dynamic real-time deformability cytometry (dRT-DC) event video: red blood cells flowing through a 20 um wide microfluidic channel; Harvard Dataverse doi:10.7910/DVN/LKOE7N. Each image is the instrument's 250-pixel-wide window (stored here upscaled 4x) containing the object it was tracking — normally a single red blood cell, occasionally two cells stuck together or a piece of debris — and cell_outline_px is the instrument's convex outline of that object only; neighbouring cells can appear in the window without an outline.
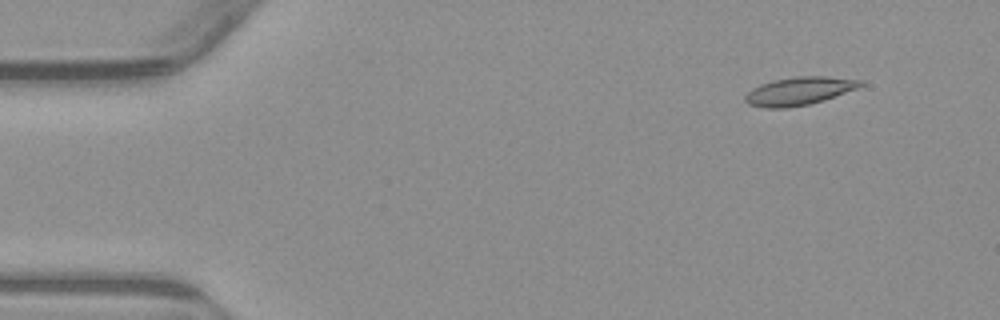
{"species": "common noctule bat (a hibernating species)", "species_latin": "Nyctalus noctula", "temperature_condition": "warm", "stored_images_in_passage": 50, "camera_frame_rate_fps": 3000, "um_per_image_px": 0.085, "animal": {"sex": "male", "body_mass_g": 23.1, "forearm_length_mm": 52.7}, "frame": {"image": 1, "passage_image": 1, "time_ms": 0.0, "image_size_px": [1000, 320], "cell_outline_px": [[864, 84], [856, 88], [824, 100], [808, 104], [788, 108], [764, 108], [748, 104], [744, 100], [744, 96], [752, 88], [760, 84], [772, 80], [796, 76], [828, 76], [864, 80]], "centroid_in_image_um": [67.9, 7.73], "position_along_channel_um": 17.1, "area_um2": 18.96}}
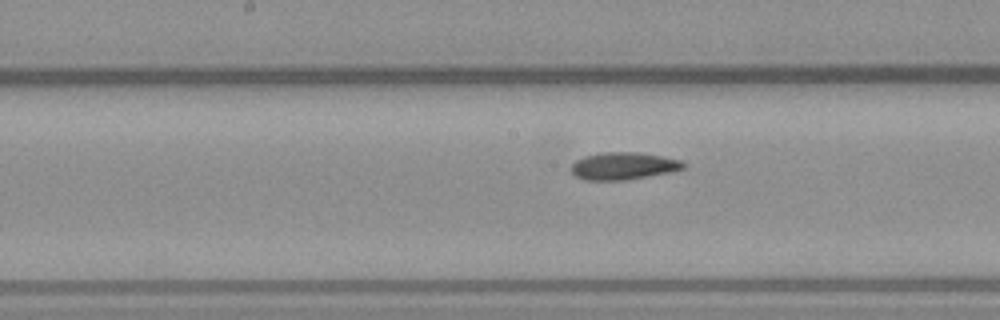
{"frame": {"image": 2, "passage_image": 23, "time_ms": 7.333, "image_size_px": [1000, 320], "cell_outline_px": [[688, 164], [684, 168], [672, 172], [628, 180], [584, 180], [576, 176], [572, 172], [572, 164], [576, 160], [584, 156], [600, 152], [640, 152], [680, 160]], "centroid_in_image_um": [53.01, 14.11], "position_along_channel_um": 195.2, "area_um2": 18.03}}
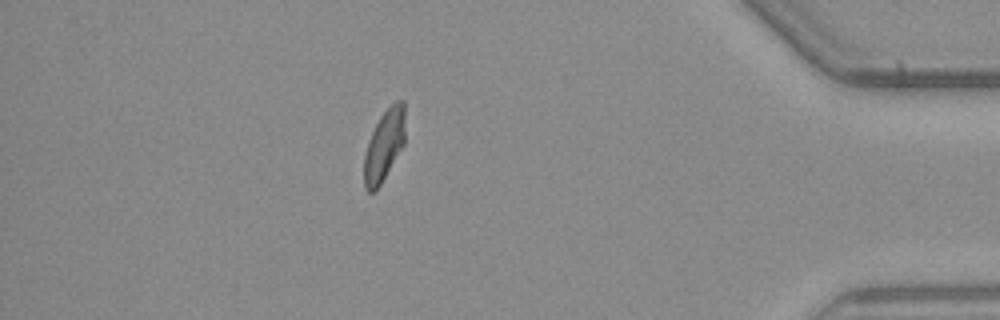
{"frame": {"image": 3, "passage_image": 43, "time_ms": 14.0, "image_size_px": [1000, 320], "cell_outline_px": [[404, 144], [380, 184], [372, 192], [368, 192], [364, 188], [364, 156], [368, 140], [380, 116], [396, 100], [404, 100]], "centroid_in_image_um": [32.64, 12.34], "position_along_channel_um": 402.6, "area_um2": 16.7}, "authors_computed_cell_mechanics": {"area_um2": 18.0336, "velocity_mm_per_s": 3.8263, "shape_relaxation_time_tau1_ms": 10.0383, "shape_relaxation_time_tau2_ms": 3.2974, "deformation_change_tau1": 0.2206, "deformation_change_tau2": 0.098}}